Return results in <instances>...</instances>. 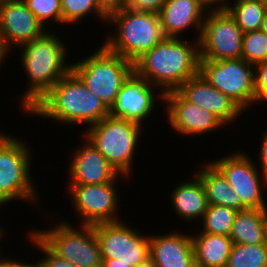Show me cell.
Here are the masks:
<instances>
[{"label":"cell","mask_w":267,"mask_h":267,"mask_svg":"<svg viewBox=\"0 0 267 267\" xmlns=\"http://www.w3.org/2000/svg\"><path fill=\"white\" fill-rule=\"evenodd\" d=\"M34 264H32L31 262L29 263L28 261H20L16 267H42L41 264L39 263V261H35L33 262Z\"/></svg>","instance_id":"cell-41"},{"label":"cell","mask_w":267,"mask_h":267,"mask_svg":"<svg viewBox=\"0 0 267 267\" xmlns=\"http://www.w3.org/2000/svg\"><path fill=\"white\" fill-rule=\"evenodd\" d=\"M207 12L199 0H166L158 13L165 38H184L193 27L199 40Z\"/></svg>","instance_id":"cell-19"},{"label":"cell","mask_w":267,"mask_h":267,"mask_svg":"<svg viewBox=\"0 0 267 267\" xmlns=\"http://www.w3.org/2000/svg\"><path fill=\"white\" fill-rule=\"evenodd\" d=\"M102 258L112 263L137 266L149 257V237L123 221L93 225ZM143 234V235H142Z\"/></svg>","instance_id":"cell-13"},{"label":"cell","mask_w":267,"mask_h":267,"mask_svg":"<svg viewBox=\"0 0 267 267\" xmlns=\"http://www.w3.org/2000/svg\"><path fill=\"white\" fill-rule=\"evenodd\" d=\"M177 91L190 103L213 113L226 127L244 115L235 102L212 86L200 73L182 84Z\"/></svg>","instance_id":"cell-18"},{"label":"cell","mask_w":267,"mask_h":267,"mask_svg":"<svg viewBox=\"0 0 267 267\" xmlns=\"http://www.w3.org/2000/svg\"><path fill=\"white\" fill-rule=\"evenodd\" d=\"M124 175L120 174L112 182L104 184H67L71 206L80 225H94L122 221L117 213L120 202V192L117 182ZM77 213V214H76ZM119 216V217H118Z\"/></svg>","instance_id":"cell-10"},{"label":"cell","mask_w":267,"mask_h":267,"mask_svg":"<svg viewBox=\"0 0 267 267\" xmlns=\"http://www.w3.org/2000/svg\"><path fill=\"white\" fill-rule=\"evenodd\" d=\"M163 103L166 105L163 114H166L168 124L182 136L202 137L226 126L213 113L187 101L177 90L166 92Z\"/></svg>","instance_id":"cell-15"},{"label":"cell","mask_w":267,"mask_h":267,"mask_svg":"<svg viewBox=\"0 0 267 267\" xmlns=\"http://www.w3.org/2000/svg\"><path fill=\"white\" fill-rule=\"evenodd\" d=\"M226 10L246 33L260 30L267 7L260 0H234Z\"/></svg>","instance_id":"cell-25"},{"label":"cell","mask_w":267,"mask_h":267,"mask_svg":"<svg viewBox=\"0 0 267 267\" xmlns=\"http://www.w3.org/2000/svg\"><path fill=\"white\" fill-rule=\"evenodd\" d=\"M267 7V0H260Z\"/></svg>","instance_id":"cell-45"},{"label":"cell","mask_w":267,"mask_h":267,"mask_svg":"<svg viewBox=\"0 0 267 267\" xmlns=\"http://www.w3.org/2000/svg\"><path fill=\"white\" fill-rule=\"evenodd\" d=\"M8 55H10V54L4 48L2 41H1V37H0V68L3 65V63L6 61V59H8L7 58V57H9Z\"/></svg>","instance_id":"cell-39"},{"label":"cell","mask_w":267,"mask_h":267,"mask_svg":"<svg viewBox=\"0 0 267 267\" xmlns=\"http://www.w3.org/2000/svg\"><path fill=\"white\" fill-rule=\"evenodd\" d=\"M207 11L226 10L230 0H199Z\"/></svg>","instance_id":"cell-36"},{"label":"cell","mask_w":267,"mask_h":267,"mask_svg":"<svg viewBox=\"0 0 267 267\" xmlns=\"http://www.w3.org/2000/svg\"><path fill=\"white\" fill-rule=\"evenodd\" d=\"M243 31L227 10L206 13L199 39V60L242 58Z\"/></svg>","instance_id":"cell-12"},{"label":"cell","mask_w":267,"mask_h":267,"mask_svg":"<svg viewBox=\"0 0 267 267\" xmlns=\"http://www.w3.org/2000/svg\"><path fill=\"white\" fill-rule=\"evenodd\" d=\"M53 30L50 27L39 38L18 48L21 49V66L28 79V88L24 89L19 102L25 115L72 69V64L67 62L69 48Z\"/></svg>","instance_id":"cell-1"},{"label":"cell","mask_w":267,"mask_h":267,"mask_svg":"<svg viewBox=\"0 0 267 267\" xmlns=\"http://www.w3.org/2000/svg\"><path fill=\"white\" fill-rule=\"evenodd\" d=\"M145 126L134 121L114 118L110 115L101 121L84 128L82 132L94 146L100 151L107 161L124 175L127 181L132 176L136 147L141 143L140 135ZM86 129V130H85ZM139 145V146H137Z\"/></svg>","instance_id":"cell-6"},{"label":"cell","mask_w":267,"mask_h":267,"mask_svg":"<svg viewBox=\"0 0 267 267\" xmlns=\"http://www.w3.org/2000/svg\"><path fill=\"white\" fill-rule=\"evenodd\" d=\"M230 238L235 244L256 245L267 243V209L237 211Z\"/></svg>","instance_id":"cell-24"},{"label":"cell","mask_w":267,"mask_h":267,"mask_svg":"<svg viewBox=\"0 0 267 267\" xmlns=\"http://www.w3.org/2000/svg\"><path fill=\"white\" fill-rule=\"evenodd\" d=\"M236 213V210L229 207L208 204L202 223L200 221L201 230L199 228L198 231L230 236Z\"/></svg>","instance_id":"cell-26"},{"label":"cell","mask_w":267,"mask_h":267,"mask_svg":"<svg viewBox=\"0 0 267 267\" xmlns=\"http://www.w3.org/2000/svg\"><path fill=\"white\" fill-rule=\"evenodd\" d=\"M0 208H1V206H0ZM2 226V224L0 223V242H1V240H2V238L4 239V236L5 235H8L7 234V232H6V230L3 228V226ZM1 244V243H0ZM1 246V245H0ZM1 248V247H0ZM1 250V249H0Z\"/></svg>","instance_id":"cell-44"},{"label":"cell","mask_w":267,"mask_h":267,"mask_svg":"<svg viewBox=\"0 0 267 267\" xmlns=\"http://www.w3.org/2000/svg\"><path fill=\"white\" fill-rule=\"evenodd\" d=\"M32 117L54 120L60 124H96L109 116V109L71 69L29 111Z\"/></svg>","instance_id":"cell-2"},{"label":"cell","mask_w":267,"mask_h":267,"mask_svg":"<svg viewBox=\"0 0 267 267\" xmlns=\"http://www.w3.org/2000/svg\"><path fill=\"white\" fill-rule=\"evenodd\" d=\"M66 220L52 224L51 228L48 226V230L39 228L32 231L56 255L77 267H101V248L93 225L79 224L75 228Z\"/></svg>","instance_id":"cell-8"},{"label":"cell","mask_w":267,"mask_h":267,"mask_svg":"<svg viewBox=\"0 0 267 267\" xmlns=\"http://www.w3.org/2000/svg\"><path fill=\"white\" fill-rule=\"evenodd\" d=\"M48 31L23 0L0 1V37L9 54Z\"/></svg>","instance_id":"cell-16"},{"label":"cell","mask_w":267,"mask_h":267,"mask_svg":"<svg viewBox=\"0 0 267 267\" xmlns=\"http://www.w3.org/2000/svg\"><path fill=\"white\" fill-rule=\"evenodd\" d=\"M101 267H133V266L124 265L121 263H112V258H102Z\"/></svg>","instance_id":"cell-38"},{"label":"cell","mask_w":267,"mask_h":267,"mask_svg":"<svg viewBox=\"0 0 267 267\" xmlns=\"http://www.w3.org/2000/svg\"><path fill=\"white\" fill-rule=\"evenodd\" d=\"M82 147L69 154L71 157L67 184H104L112 182L120 174L104 155L84 135ZM72 155V156H71Z\"/></svg>","instance_id":"cell-17"},{"label":"cell","mask_w":267,"mask_h":267,"mask_svg":"<svg viewBox=\"0 0 267 267\" xmlns=\"http://www.w3.org/2000/svg\"><path fill=\"white\" fill-rule=\"evenodd\" d=\"M28 241L39 249L38 251L42 252L43 255L41 258L37 259L42 267H77L71 262L60 258L56 255L32 230L28 233ZM43 257V258H42Z\"/></svg>","instance_id":"cell-31"},{"label":"cell","mask_w":267,"mask_h":267,"mask_svg":"<svg viewBox=\"0 0 267 267\" xmlns=\"http://www.w3.org/2000/svg\"><path fill=\"white\" fill-rule=\"evenodd\" d=\"M234 152L209 161L223 174L248 209H267L264 192L267 176L259 170L256 161L248 153Z\"/></svg>","instance_id":"cell-11"},{"label":"cell","mask_w":267,"mask_h":267,"mask_svg":"<svg viewBox=\"0 0 267 267\" xmlns=\"http://www.w3.org/2000/svg\"><path fill=\"white\" fill-rule=\"evenodd\" d=\"M264 102L266 103L267 102V91H265L257 100H256V103H255V105L257 104H260V105H262V104H264ZM262 103V104H261ZM266 105H267V103H266Z\"/></svg>","instance_id":"cell-43"},{"label":"cell","mask_w":267,"mask_h":267,"mask_svg":"<svg viewBox=\"0 0 267 267\" xmlns=\"http://www.w3.org/2000/svg\"><path fill=\"white\" fill-rule=\"evenodd\" d=\"M166 0H126L125 7L137 12L159 13Z\"/></svg>","instance_id":"cell-32"},{"label":"cell","mask_w":267,"mask_h":267,"mask_svg":"<svg viewBox=\"0 0 267 267\" xmlns=\"http://www.w3.org/2000/svg\"><path fill=\"white\" fill-rule=\"evenodd\" d=\"M256 100L267 91V61L254 66Z\"/></svg>","instance_id":"cell-33"},{"label":"cell","mask_w":267,"mask_h":267,"mask_svg":"<svg viewBox=\"0 0 267 267\" xmlns=\"http://www.w3.org/2000/svg\"><path fill=\"white\" fill-rule=\"evenodd\" d=\"M203 164L195 174L203 183L208 204L225 206L236 211L248 209L223 174L210 161Z\"/></svg>","instance_id":"cell-22"},{"label":"cell","mask_w":267,"mask_h":267,"mask_svg":"<svg viewBox=\"0 0 267 267\" xmlns=\"http://www.w3.org/2000/svg\"><path fill=\"white\" fill-rule=\"evenodd\" d=\"M261 135V147L258 150L259 153L256 155V166L259 167L261 172L267 176V128ZM258 156V158H257Z\"/></svg>","instance_id":"cell-34"},{"label":"cell","mask_w":267,"mask_h":267,"mask_svg":"<svg viewBox=\"0 0 267 267\" xmlns=\"http://www.w3.org/2000/svg\"><path fill=\"white\" fill-rule=\"evenodd\" d=\"M225 267H267V243L235 244Z\"/></svg>","instance_id":"cell-27"},{"label":"cell","mask_w":267,"mask_h":267,"mask_svg":"<svg viewBox=\"0 0 267 267\" xmlns=\"http://www.w3.org/2000/svg\"><path fill=\"white\" fill-rule=\"evenodd\" d=\"M61 12L63 26L75 22L79 24L81 20H87V16H92V14H95L102 23H105L108 17L100 8L97 0H61Z\"/></svg>","instance_id":"cell-28"},{"label":"cell","mask_w":267,"mask_h":267,"mask_svg":"<svg viewBox=\"0 0 267 267\" xmlns=\"http://www.w3.org/2000/svg\"><path fill=\"white\" fill-rule=\"evenodd\" d=\"M146 235L149 236V256L157 267H196L190 233L172 230L163 235Z\"/></svg>","instance_id":"cell-20"},{"label":"cell","mask_w":267,"mask_h":267,"mask_svg":"<svg viewBox=\"0 0 267 267\" xmlns=\"http://www.w3.org/2000/svg\"><path fill=\"white\" fill-rule=\"evenodd\" d=\"M28 9L37 17L47 30L53 22L63 25L61 0H23Z\"/></svg>","instance_id":"cell-30"},{"label":"cell","mask_w":267,"mask_h":267,"mask_svg":"<svg viewBox=\"0 0 267 267\" xmlns=\"http://www.w3.org/2000/svg\"><path fill=\"white\" fill-rule=\"evenodd\" d=\"M260 30L263 31L267 35V10L264 14Z\"/></svg>","instance_id":"cell-42"},{"label":"cell","mask_w":267,"mask_h":267,"mask_svg":"<svg viewBox=\"0 0 267 267\" xmlns=\"http://www.w3.org/2000/svg\"><path fill=\"white\" fill-rule=\"evenodd\" d=\"M100 8L107 14H111L125 7L126 0H97Z\"/></svg>","instance_id":"cell-35"},{"label":"cell","mask_w":267,"mask_h":267,"mask_svg":"<svg viewBox=\"0 0 267 267\" xmlns=\"http://www.w3.org/2000/svg\"><path fill=\"white\" fill-rule=\"evenodd\" d=\"M193 175L191 180L179 182L169 193L171 210L177 214V217L179 216L180 220L188 223L202 220L208 207L203 183L197 175Z\"/></svg>","instance_id":"cell-21"},{"label":"cell","mask_w":267,"mask_h":267,"mask_svg":"<svg viewBox=\"0 0 267 267\" xmlns=\"http://www.w3.org/2000/svg\"><path fill=\"white\" fill-rule=\"evenodd\" d=\"M3 255L4 254H2V250H0V267H16L17 264L20 262V259H13V255L12 259L11 257H8L9 255H5L7 257H4Z\"/></svg>","instance_id":"cell-37"},{"label":"cell","mask_w":267,"mask_h":267,"mask_svg":"<svg viewBox=\"0 0 267 267\" xmlns=\"http://www.w3.org/2000/svg\"><path fill=\"white\" fill-rule=\"evenodd\" d=\"M105 24L114 25L115 32L106 35L101 44L132 63L165 38L158 13L124 7L109 14Z\"/></svg>","instance_id":"cell-4"},{"label":"cell","mask_w":267,"mask_h":267,"mask_svg":"<svg viewBox=\"0 0 267 267\" xmlns=\"http://www.w3.org/2000/svg\"><path fill=\"white\" fill-rule=\"evenodd\" d=\"M5 132H0V206L13 200L39 206L41 197L31 176L30 144Z\"/></svg>","instance_id":"cell-5"},{"label":"cell","mask_w":267,"mask_h":267,"mask_svg":"<svg viewBox=\"0 0 267 267\" xmlns=\"http://www.w3.org/2000/svg\"><path fill=\"white\" fill-rule=\"evenodd\" d=\"M199 59V40L164 38L133 63V70L165 94L199 73Z\"/></svg>","instance_id":"cell-3"},{"label":"cell","mask_w":267,"mask_h":267,"mask_svg":"<svg viewBox=\"0 0 267 267\" xmlns=\"http://www.w3.org/2000/svg\"><path fill=\"white\" fill-rule=\"evenodd\" d=\"M84 58V59H83ZM72 63V70L110 110L123 82L134 71L133 63L111 53L103 45Z\"/></svg>","instance_id":"cell-7"},{"label":"cell","mask_w":267,"mask_h":267,"mask_svg":"<svg viewBox=\"0 0 267 267\" xmlns=\"http://www.w3.org/2000/svg\"><path fill=\"white\" fill-rule=\"evenodd\" d=\"M135 267H157V265L155 264V262L153 261V259L149 256L143 262L139 263Z\"/></svg>","instance_id":"cell-40"},{"label":"cell","mask_w":267,"mask_h":267,"mask_svg":"<svg viewBox=\"0 0 267 267\" xmlns=\"http://www.w3.org/2000/svg\"><path fill=\"white\" fill-rule=\"evenodd\" d=\"M157 101L164 105V93L133 71L123 82L109 115L143 125L155 110Z\"/></svg>","instance_id":"cell-14"},{"label":"cell","mask_w":267,"mask_h":267,"mask_svg":"<svg viewBox=\"0 0 267 267\" xmlns=\"http://www.w3.org/2000/svg\"><path fill=\"white\" fill-rule=\"evenodd\" d=\"M199 73L235 102L244 113L248 108L255 106L254 66L244 59L199 60Z\"/></svg>","instance_id":"cell-9"},{"label":"cell","mask_w":267,"mask_h":267,"mask_svg":"<svg viewBox=\"0 0 267 267\" xmlns=\"http://www.w3.org/2000/svg\"><path fill=\"white\" fill-rule=\"evenodd\" d=\"M191 237L196 267L226 266L233 246L230 236L195 231Z\"/></svg>","instance_id":"cell-23"},{"label":"cell","mask_w":267,"mask_h":267,"mask_svg":"<svg viewBox=\"0 0 267 267\" xmlns=\"http://www.w3.org/2000/svg\"><path fill=\"white\" fill-rule=\"evenodd\" d=\"M242 59L253 66L267 61V35L263 31L244 33Z\"/></svg>","instance_id":"cell-29"}]
</instances>
